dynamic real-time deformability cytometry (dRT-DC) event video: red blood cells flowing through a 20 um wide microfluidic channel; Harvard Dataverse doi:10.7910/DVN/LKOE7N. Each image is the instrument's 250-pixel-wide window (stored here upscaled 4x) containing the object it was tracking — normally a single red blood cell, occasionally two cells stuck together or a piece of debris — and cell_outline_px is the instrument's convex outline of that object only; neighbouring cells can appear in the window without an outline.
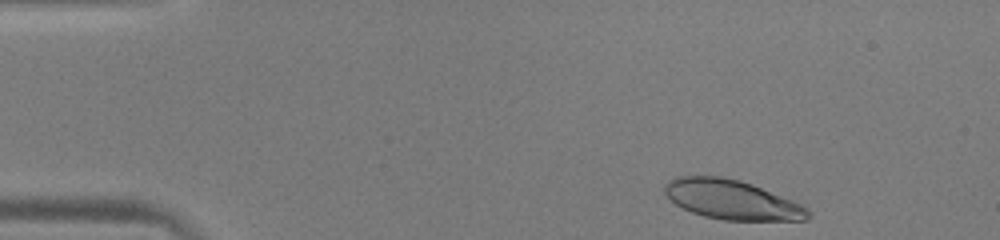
{"species": "human", "species_latin": "Homo sapiens", "temperature_condition": "warm", "stored_images_in_passage": 46, "camera_frame_rate_fps": 3000, "um_per_image_px": 0.085, "donor": {"sex": "male"}, "frame": {"image": 1, "passage_image": 2, "time_ms": 0.333, "image_size_px": [1000, 240], "cell_outline_px": [[812, 216], [808, 220], [724, 220], [704, 216], [692, 212], [676, 204], [664, 192], [664, 184], [668, 180], [676, 176], [724, 176], [740, 180], [752, 184], [792, 200], [808, 208], [812, 212]], "centroid_in_image_um": [62.22, 16.97], "position_along_channel_um": 22.8, "area_um2": 33.0}}
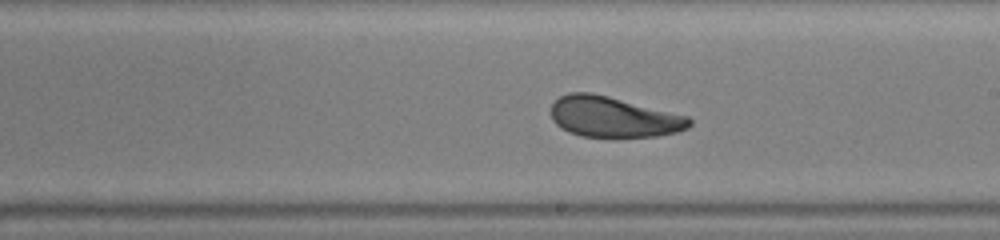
{"frame": {"image": 2, "passage_image": 25, "time_ms": 8.0, "image_size_px": [1000, 240], "cell_outline_px": [[692, 124], [688, 128], [676, 132], [656, 136], [580, 136], [568, 132], [560, 128], [552, 120], [552, 104], [560, 96], [568, 92], [592, 92], [688, 116], [692, 120]], "centroid_in_image_um": [52.12, 9.93], "position_along_channel_um": 236.9, "area_um2": 32.54}}
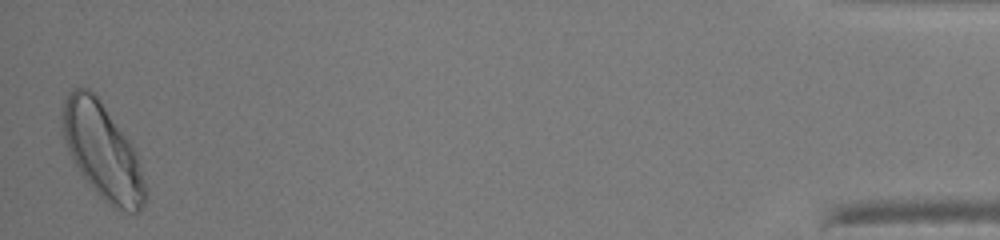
{"frame": {"image": 3, "passage_image": 46, "time_ms": 15.0, "image_size_px": [1000, 240], "cell_outline_px": [[148, 188], [144, 204], [136, 212], [128, 212], [112, 208], [92, 188], [80, 172], [68, 152], [64, 136], [60, 116], [64, 100], [68, 92], [76, 88], [88, 88], [96, 96], [132, 144], [136, 152]], "centroid_in_image_um": [8.72, 12.89], "position_along_channel_um": 426.5, "area_um2": 46.01}, "authors_computed_cell_mechanics": {"area_um2": 33.9286, "velocity_mm_per_s": 3.9992, "shape_relaxation_time_tau1_ms": 4.9862, "shape_relaxation_time_tau2_ms": 1.4195, "deformation_change_tau1": 0.1715, "deformation_change_tau2": 0.0837}}